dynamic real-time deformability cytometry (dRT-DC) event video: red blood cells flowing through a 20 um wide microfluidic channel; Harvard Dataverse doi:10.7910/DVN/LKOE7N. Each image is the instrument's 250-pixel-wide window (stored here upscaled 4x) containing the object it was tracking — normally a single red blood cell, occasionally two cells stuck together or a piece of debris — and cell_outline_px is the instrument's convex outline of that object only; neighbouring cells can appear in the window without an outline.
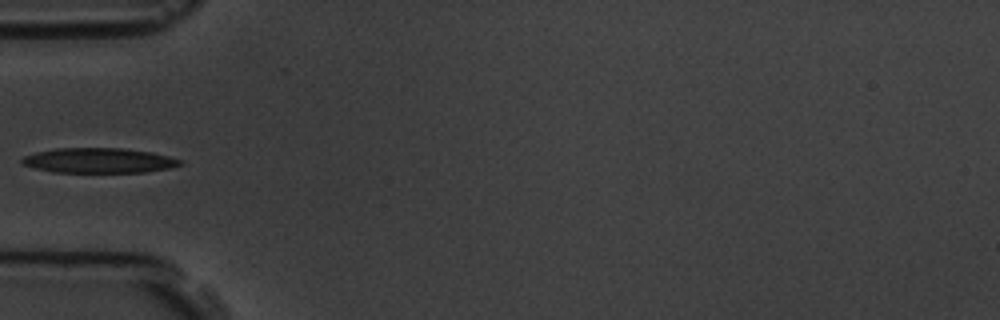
{"species": "common noctule bat (a hibernating species)", "species_latin": "Nyctalus noctula", "temperature_condition": "room temperature", "stored_images_in_passage": 5, "camera_frame_rate_fps": 3000, "um_per_image_px": 0.085, "animal": {"sex": "male", "body_mass_g": 19.5, "forearm_length_mm": 54.6}, "frame": {"image": 1, "passage_image": 5, "time_ms": 4.333, "image_size_px": [1000, 320], "cell_outline_px": [[184, 164], [168, 168], [144, 172], [52, 172], [20, 164], [20, 160], [24, 156], [36, 152], [56, 148], [120, 148], [152, 152], [184, 160]], "centroid_in_image_um": [8.4, 13.64], "position_along_channel_um": 76.6, "area_um2": 23.06}}